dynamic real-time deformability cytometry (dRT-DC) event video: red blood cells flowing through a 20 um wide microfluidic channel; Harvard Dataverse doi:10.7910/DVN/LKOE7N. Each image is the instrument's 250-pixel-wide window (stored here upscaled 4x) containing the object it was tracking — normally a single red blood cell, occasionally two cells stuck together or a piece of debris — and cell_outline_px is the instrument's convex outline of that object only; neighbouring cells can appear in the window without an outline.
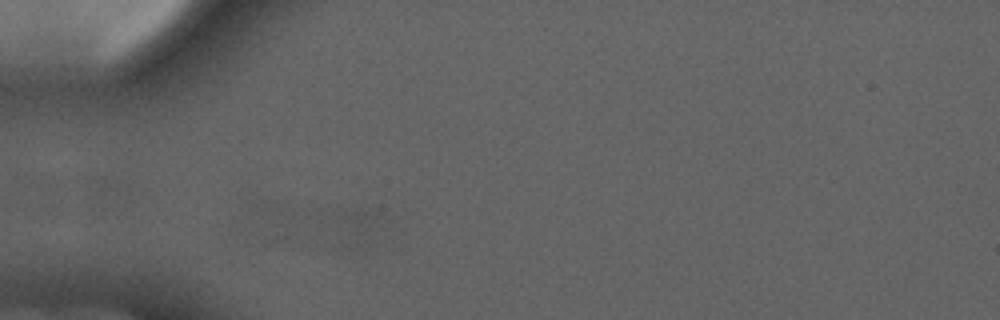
{"species": "common noctule bat (a hibernating species)", "species_latin": "Nyctalus noctula", "temperature_condition": "cold", "stored_images_in_passage": 5, "segment_of_instrument_passage": [2, 2], "camera_frame_rate_fps": 3000, "um_per_image_px": 0.085, "animal": {"sex": "male", "forearm_length_mm": 52.5}, "frame": {"image": 1, "passage_image": 5, "time_ms": 5.333, "image_size_px": [1000, 320], "cell_outline_px": [[380, 224], [376, 244], [356, 248], [348, 248], [340, 240], [336, 216], [336, 204], [376, 212]], "centroid_in_image_um": [30.35, 19.26], "position_along_channel_um": 54.6, "area_um2": 10.92}}